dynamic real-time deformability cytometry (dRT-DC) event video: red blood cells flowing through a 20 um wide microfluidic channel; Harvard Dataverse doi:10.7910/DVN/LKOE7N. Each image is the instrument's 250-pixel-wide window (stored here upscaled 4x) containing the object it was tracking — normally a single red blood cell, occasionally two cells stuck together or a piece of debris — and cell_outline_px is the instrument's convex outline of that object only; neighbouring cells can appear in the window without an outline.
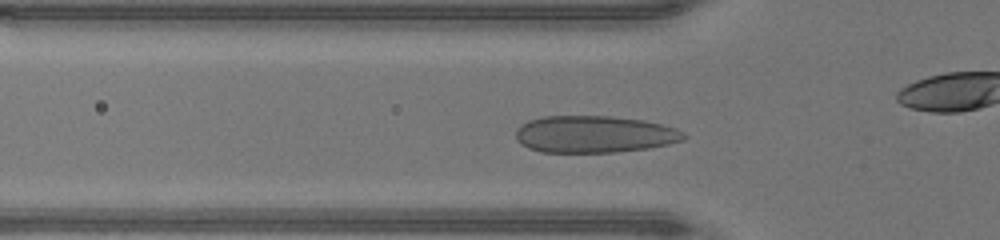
{"species": "human", "species_latin": "Homo sapiens", "temperature_condition": "warm", "stored_images_in_passage": 38, "camera_frame_rate_fps": 3000, "um_per_image_px": 0.085, "donor": {"sex": "male"}, "frame": {"image": 1, "passage_image": 12, "time_ms": 3.667, "image_size_px": [1000, 240], "cell_outline_px": [[688, 136], [684, 140], [668, 144], [648, 148], [616, 152], [540, 152], [528, 148], [520, 144], [516, 140], [516, 128], [520, 124], [528, 120], [544, 116], [612, 116], [644, 120], [676, 128], [684, 132]], "centroid_in_image_um": [50.5, 11.41], "position_along_channel_um": 75.3, "area_um2": 36.53}}
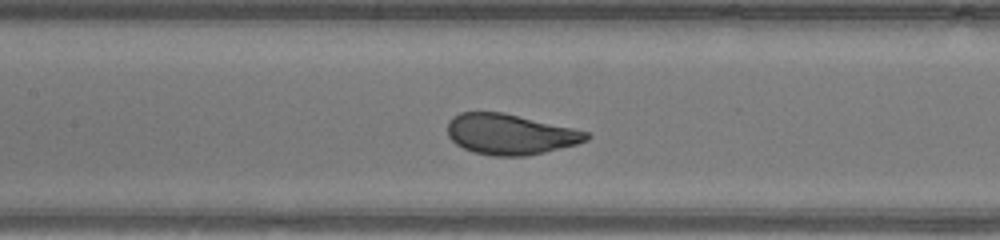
{"frame": {"image": 2, "passage_image": 18, "time_ms": 5.667, "image_size_px": [1000, 240], "cell_outline_px": [[592, 136], [588, 140], [576, 144], [544, 152], [524, 156], [492, 156], [472, 152], [456, 144], [448, 136], [448, 120], [452, 116], [460, 112], [504, 112], [572, 128], [588, 132]], "centroid_in_image_um": [43.34, 11.41], "position_along_channel_um": 164.1, "area_um2": 32.83}}
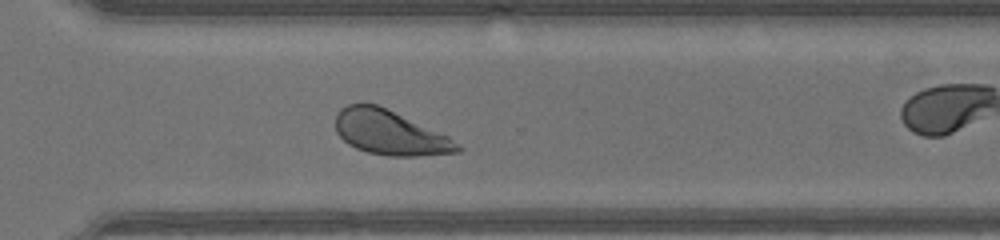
{"frame": {"image": 3, "passage_image": 30, "time_ms": 9.667, "image_size_px": [1000, 240], "cell_outline_px": [[464, 148], [460, 152], [416, 156], [388, 156], [368, 152], [356, 148], [348, 144], [336, 132], [336, 116], [340, 108], [348, 104], [376, 104], [448, 136], [460, 144]], "centroid_in_image_um": [33.14, 11.29], "position_along_channel_um": 337.5, "area_um2": 31.33}, "authors_computed_cell_mechanics": {"area_um2": 33.1483, "velocity_mm_per_s": 4.3452, "shape_relaxation_time_tau1_ms": 2.0069, "shape_relaxation_time_tau2_ms": null, "deformation_change_tau1": 0.1366, "deformation_change_tau2": null}}